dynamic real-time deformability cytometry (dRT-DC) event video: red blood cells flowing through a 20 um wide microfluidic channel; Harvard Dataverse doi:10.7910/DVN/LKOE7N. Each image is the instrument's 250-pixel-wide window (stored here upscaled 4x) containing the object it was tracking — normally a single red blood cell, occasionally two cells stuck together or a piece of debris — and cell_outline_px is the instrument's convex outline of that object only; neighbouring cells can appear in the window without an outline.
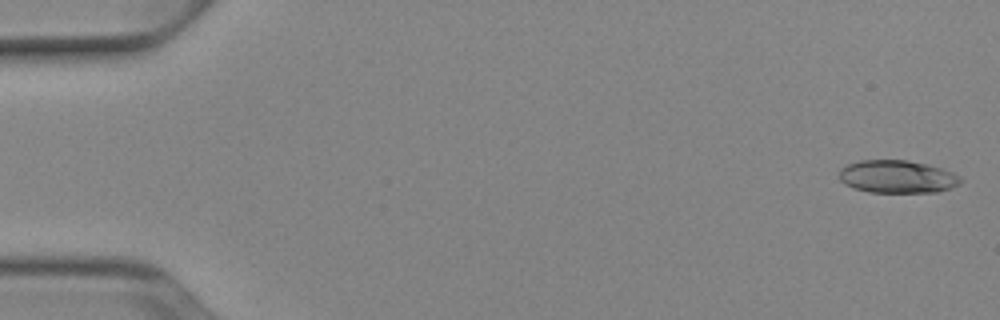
{"species": "Egyptian fruit bat (a non-hibernating species)", "species_latin": "Rousettus aegyptiacus", "temperature_condition": "cold", "stored_images_in_passage": 51, "camera_frame_rate_fps": 3000, "um_per_image_px": 0.085, "animal": {"sex": "female"}, "frame": {"image": 1, "passage_image": 1, "time_ms": 0.0, "image_size_px": [1000, 320], "cell_outline_px": [[964, 180], [960, 184], [936, 192], [868, 192], [852, 188], [844, 184], [840, 180], [840, 168], [848, 164], [860, 160], [908, 160], [928, 164], [944, 168], [960, 176]], "centroid_in_image_um": [76.28, 15.01], "position_along_channel_um": 8.7, "area_um2": 23.41}}
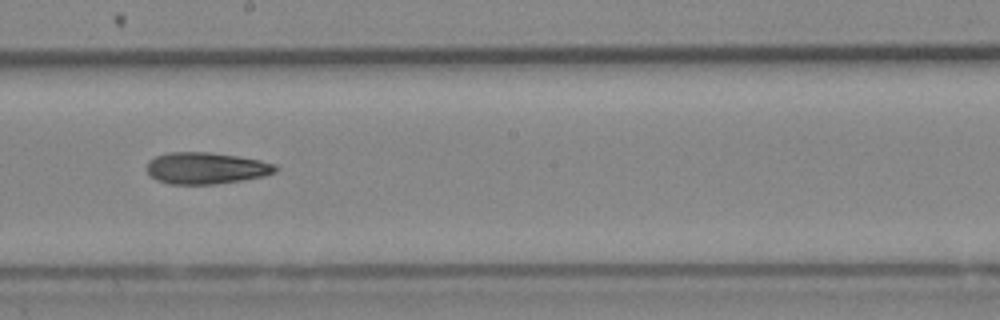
{"frame": {"image": 2, "passage_image": 29, "time_ms": 9.333, "image_size_px": [1000, 320], "cell_outline_px": [[280, 168], [276, 172], [264, 176], [216, 184], [168, 184], [156, 180], [148, 172], [148, 160], [156, 156], [168, 152], [208, 152], [236, 156], [260, 160], [276, 164]], "centroid_in_image_um": [17.53, 14.29], "position_along_channel_um": 230.7, "area_um2": 23.7}}
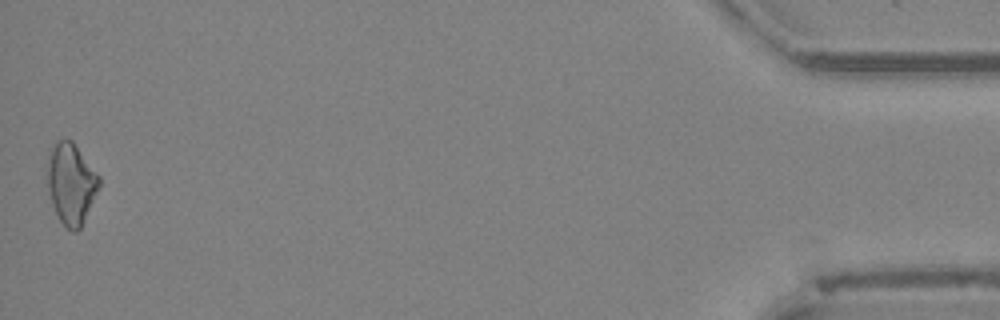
{"frame": {"image": 3, "passage_image": 51, "time_ms": 16.667, "image_size_px": [1000, 320], "cell_outline_px": [[100, 188], [80, 228], [76, 232], [72, 232], [60, 220], [52, 204], [48, 192], [48, 148], [56, 140], [64, 136], [72, 140], [100, 176]], "centroid_in_image_um": [6.04, 15.54], "position_along_channel_um": 429.2, "area_um2": 24.74}, "authors_computed_cell_mechanics": {"area_um2": 23.4668, "velocity_mm_per_s": 3.9335, "shape_relaxation_time_tau1_ms": 11.0521, "shape_relaxation_time_tau2_ms": 10.6, "deformation_change_tau1": 0.2066, "deformation_change_tau2": 0.2482}}